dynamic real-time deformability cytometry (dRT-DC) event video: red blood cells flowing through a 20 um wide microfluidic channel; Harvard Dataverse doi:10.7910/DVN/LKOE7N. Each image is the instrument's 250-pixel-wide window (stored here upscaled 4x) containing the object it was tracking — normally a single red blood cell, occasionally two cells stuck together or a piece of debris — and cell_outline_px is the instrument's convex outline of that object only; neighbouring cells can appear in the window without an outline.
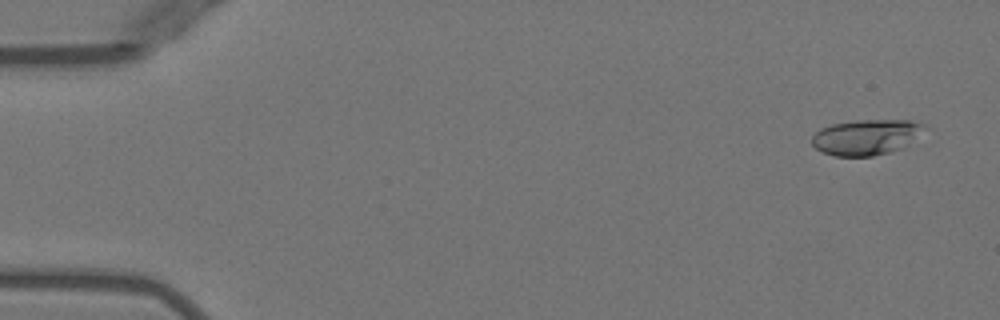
{"species": "Egyptian fruit bat (a non-hibernating species)", "species_latin": "Rousettus aegyptiacus", "temperature_condition": "warm", "stored_images_in_passage": 17, "camera_frame_rate_fps": 3000, "um_per_image_px": 0.085, "animal": {"sex": "female"}, "frame": {"image": 1, "passage_image": 3, "time_ms": 0.667, "image_size_px": [1000, 320], "cell_outline_px": [[928, 128], [904, 148], [872, 156], [836, 156], [824, 152], [816, 148], [812, 144], [812, 136], [820, 128], [832, 124], [856, 120], [908, 120], [928, 124]], "centroid_in_image_um": [73.68, 11.64], "position_along_channel_um": 11.3, "area_um2": 23.47}}
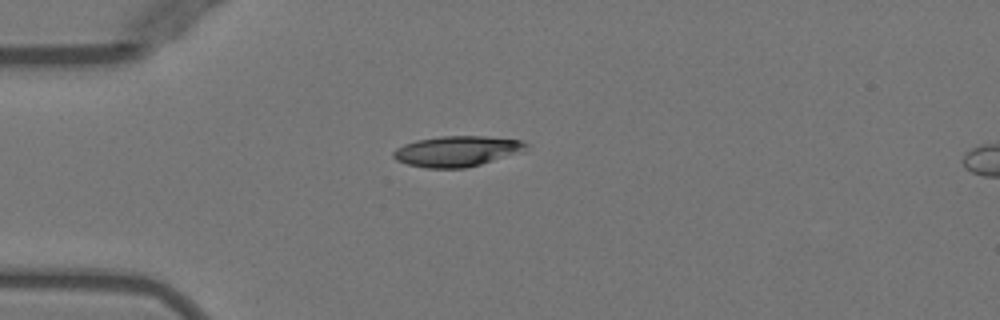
{"frame": {"image": 2, "passage_image": 14, "time_ms": 4.333, "image_size_px": [1000, 320], "cell_outline_px": [[528, 144], [512, 152], [492, 160], [480, 164], [464, 168], [428, 168], [408, 164], [396, 160], [392, 156], [392, 152], [396, 148], [404, 144], [416, 140], [440, 136], [488, 136], [524, 140]], "centroid_in_image_um": [38.7, 12.83], "position_along_channel_um": 46.3, "area_um2": 23.0}}